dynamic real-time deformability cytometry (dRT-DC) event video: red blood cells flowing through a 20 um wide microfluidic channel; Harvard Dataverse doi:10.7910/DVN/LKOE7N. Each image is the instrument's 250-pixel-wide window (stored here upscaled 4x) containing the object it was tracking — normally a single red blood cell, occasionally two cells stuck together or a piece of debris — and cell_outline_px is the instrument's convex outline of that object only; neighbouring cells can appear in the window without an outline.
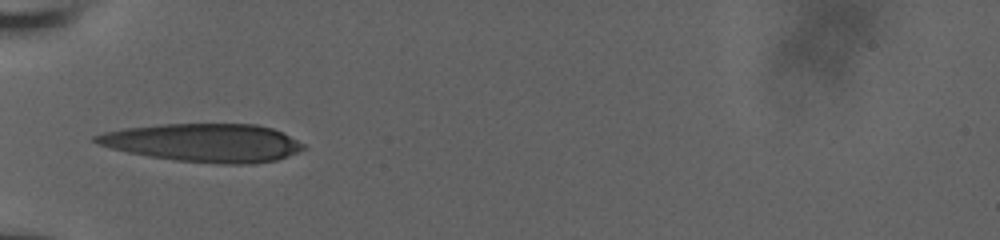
{"species": "human", "species_latin": "Homo sapiens", "temperature_condition": "room temperature", "stored_images_in_passage": 36, "camera_frame_rate_fps": 3000, "um_per_image_px": 0.085, "donor": {"sex": "male"}, "frame": {"image": 1, "passage_image": 1, "time_ms": 0.0, "image_size_px": [1000, 240], "cell_outline_px": [[308, 148], [276, 160], [252, 164], [220, 164], [176, 160], [128, 152], [96, 144], [92, 140], [92, 136], [104, 132], [124, 128], [160, 124], [256, 124], [272, 128], [304, 144]], "centroid_in_image_um": [17.3, 12.13], "position_along_channel_um": 67.7, "area_um2": 46.12}}
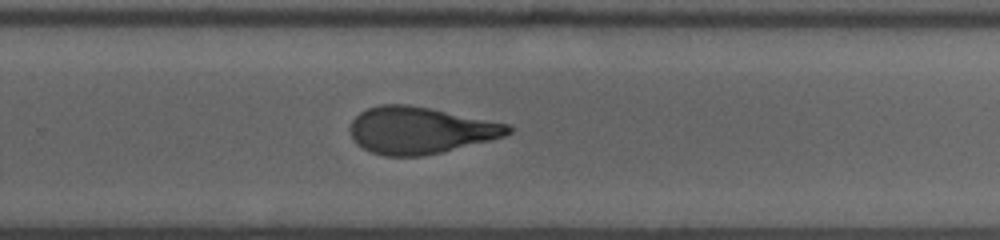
{"frame": {"image": 2, "passage_image": 19, "time_ms": 6.0, "image_size_px": [1000, 240], "cell_outline_px": [[512, 132], [504, 136], [440, 152], [420, 156], [384, 156], [372, 152], [356, 144], [352, 136], [352, 120], [360, 112], [368, 108], [380, 104], [408, 104], [432, 108], [508, 124], [512, 128]], "centroid_in_image_um": [35.7, 11.06], "position_along_channel_um": 294.1, "area_um2": 42.66}}
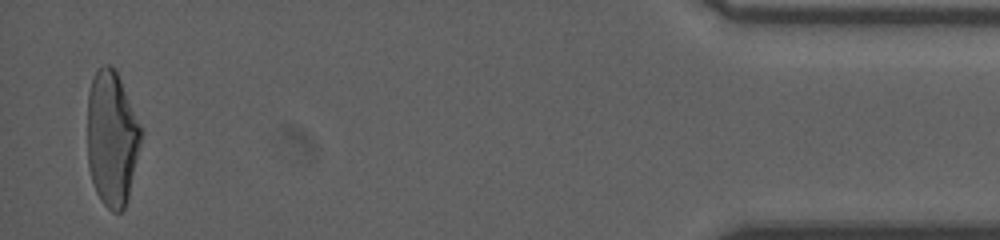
{"frame": {"image": 3, "passage_image": 35, "time_ms": 11.333, "image_size_px": [1000, 240], "cell_outline_px": [[144, 132], [128, 196], [124, 208], [120, 212], [112, 212], [100, 200], [96, 192], [88, 168], [88, 92], [92, 76], [96, 68], [104, 64], [108, 64], [116, 68]], "centroid_in_image_um": [9.52, 11.71], "position_along_channel_um": 425.7, "area_um2": 42.83}, "authors_computed_cell_mechanics": {"area_um2": 43.928, "velocity_mm_per_s": 3.8459, "shape_relaxation_time_tau1_ms": null, "shape_relaxation_time_tau2_ms": 2.1591, "deformation_change_tau1": null, "deformation_change_tau2": 0.1102}}